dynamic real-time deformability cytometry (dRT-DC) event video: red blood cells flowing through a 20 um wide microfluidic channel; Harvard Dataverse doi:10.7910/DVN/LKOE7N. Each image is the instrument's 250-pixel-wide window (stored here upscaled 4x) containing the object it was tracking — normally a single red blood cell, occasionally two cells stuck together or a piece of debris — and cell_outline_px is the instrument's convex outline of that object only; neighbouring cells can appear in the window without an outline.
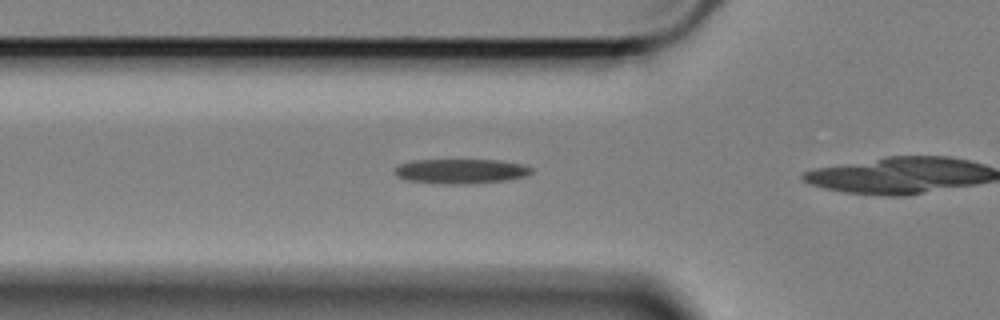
{"species": "Egyptian fruit bat (a non-hibernating species)", "species_latin": "Rousettus aegyptiacus", "temperature_condition": "cold", "stored_images_in_passage": 17, "camera_frame_rate_fps": 3000, "um_per_image_px": 0.085, "animal": {"sex": "female"}, "frame": {"image": 1, "passage_image": 15, "time_ms": 4.667, "image_size_px": [1000, 320], "cell_outline_px": [[532, 172], [528, 176], [508, 180], [468, 184], [444, 184], [404, 180], [396, 176], [392, 172], [392, 168], [396, 164], [412, 160], [500, 160], [520, 164], [532, 168]], "centroid_in_image_um": [39.09, 14.55], "position_along_channel_um": 86.7, "area_um2": 20.11}}